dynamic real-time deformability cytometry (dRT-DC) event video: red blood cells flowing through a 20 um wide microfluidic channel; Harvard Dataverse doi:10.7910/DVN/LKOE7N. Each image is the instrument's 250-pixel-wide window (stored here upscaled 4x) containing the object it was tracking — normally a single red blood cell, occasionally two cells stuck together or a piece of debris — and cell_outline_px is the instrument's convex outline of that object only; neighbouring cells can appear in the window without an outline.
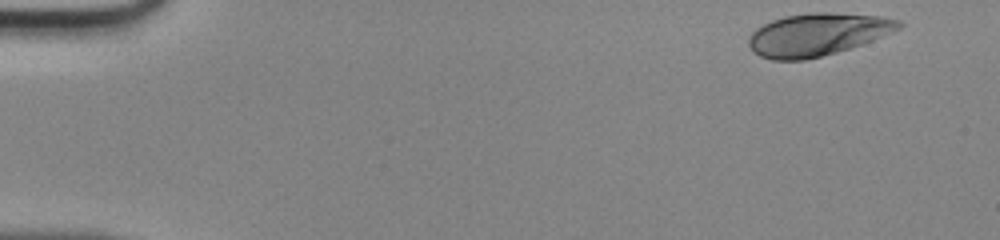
{"species": "human", "species_latin": "Homo sapiens", "temperature_condition": "room temperature", "stored_images_in_passage": 45, "camera_frame_rate_fps": 3000, "um_per_image_px": 0.085, "donor": {"sex": "male"}, "frame": {"image": 1, "passage_image": 1, "time_ms": 0.0, "image_size_px": [1000, 240], "cell_outline_px": [[904, 24], [900, 28], [860, 44], [848, 48], [820, 56], [804, 60], [772, 60], [760, 56], [748, 44], [748, 40], [752, 32], [756, 28], [772, 20], [784, 16], [812, 12], [828, 12], [880, 16], [900, 20]], "centroid_in_image_um": [69.45, 2.91], "position_along_channel_um": 15.6, "area_um2": 36.65}}
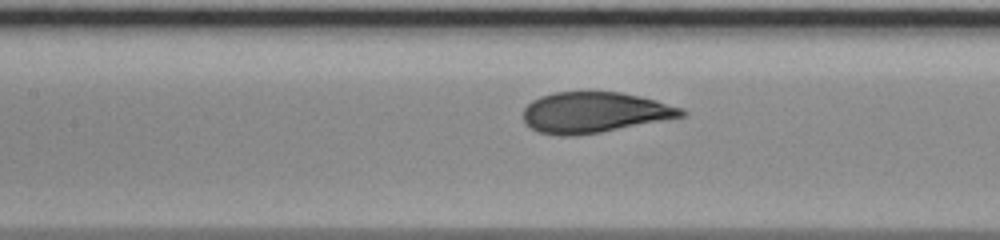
{"frame": {"image": 2, "passage_image": 20, "time_ms": 6.333, "image_size_px": [1000, 240], "cell_outline_px": [[688, 112], [684, 116], [600, 132], [576, 136], [560, 136], [540, 132], [532, 128], [524, 120], [524, 108], [532, 100], [540, 96], [556, 92], [620, 92], [640, 96], [656, 100], [680, 108]], "centroid_in_image_um": [50.51, 9.55], "position_along_channel_um": 156.9, "area_um2": 37.17}}
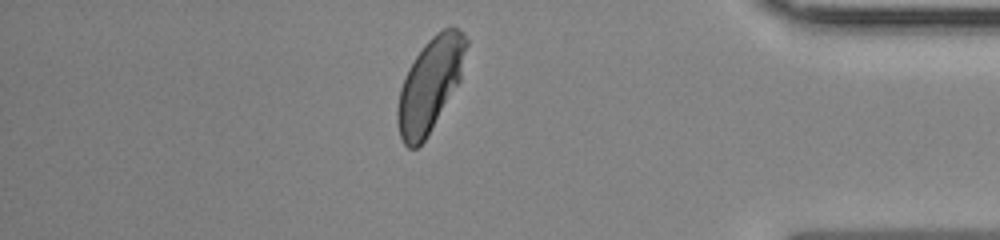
{"frame": {"image": 3, "passage_image": 39, "time_ms": 12.667, "image_size_px": [1000, 240], "cell_outline_px": [[468, 44], [460, 80], [424, 140], [416, 148], [408, 148], [404, 144], [400, 136], [396, 120], [396, 108], [400, 88], [408, 68], [424, 44], [436, 32], [444, 28], [460, 28], [464, 32], [468, 40]], "centroid_in_image_um": [36.54, 7.16], "position_along_channel_um": 398.7, "area_um2": 37.05}}